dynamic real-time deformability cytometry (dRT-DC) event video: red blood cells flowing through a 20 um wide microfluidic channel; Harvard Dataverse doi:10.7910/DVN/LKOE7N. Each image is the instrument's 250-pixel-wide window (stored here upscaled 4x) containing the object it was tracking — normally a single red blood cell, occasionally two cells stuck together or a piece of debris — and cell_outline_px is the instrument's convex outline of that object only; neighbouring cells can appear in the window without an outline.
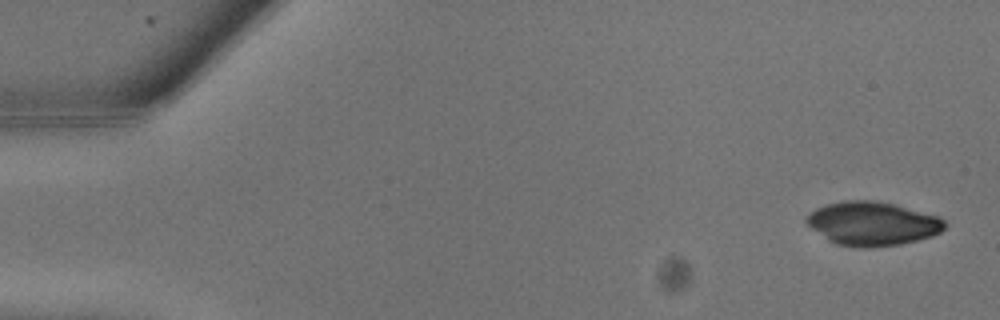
{"species": "common noctule bat (a hibernating species)", "species_latin": "Nyctalus noctula", "temperature_condition": "warm", "stored_images_in_passage": 9, "camera_frame_rate_fps": 3000, "um_per_image_px": 0.085, "animal": {"sex": "male", "body_mass_g": 13.3}, "frame": {"image": 1, "passage_image": 1, "time_ms": 0.0, "image_size_px": [1000, 320], "cell_outline_px": [[948, 224], [940, 232], [932, 236], [900, 244], [868, 248], [860, 248], [836, 244], [828, 240], [812, 228], [804, 220], [808, 212], [816, 208], [828, 204], [844, 200], [876, 200], [940, 216]], "centroid_in_image_um": [74.15, 19.0], "position_along_channel_um": 10.8, "area_um2": 35.32}}